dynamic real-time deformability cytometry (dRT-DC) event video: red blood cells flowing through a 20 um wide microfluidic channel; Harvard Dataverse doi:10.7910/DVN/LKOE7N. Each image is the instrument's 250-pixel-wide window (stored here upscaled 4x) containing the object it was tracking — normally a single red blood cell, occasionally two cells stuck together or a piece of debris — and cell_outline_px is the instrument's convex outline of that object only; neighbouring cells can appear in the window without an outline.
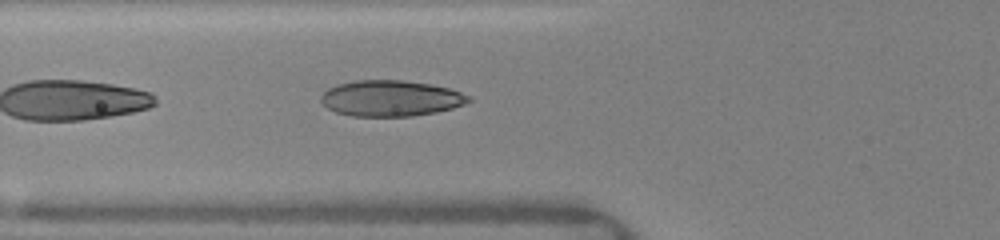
{"species": "human", "species_latin": "Homo sapiens", "temperature_condition": "warm", "stored_images_in_passage": 21, "segment_of_instrument_passage": [2, 2], "camera_frame_rate_fps": 3000, "um_per_image_px": 0.085, "donor": {"sex": "female"}, "frame": {"image": 1, "passage_image": 14, "time_ms": 5.667, "image_size_px": [1000, 240], "cell_outline_px": [[472, 100], [464, 104], [452, 108], [436, 112], [412, 116], [352, 116], [336, 112], [328, 108], [320, 100], [320, 96], [328, 88], [336, 84], [356, 80], [400, 80], [428, 84], [448, 88], [472, 96]], "centroid_in_image_um": [33.2, 8.35], "position_along_channel_um": 92.6, "area_um2": 30.87}}
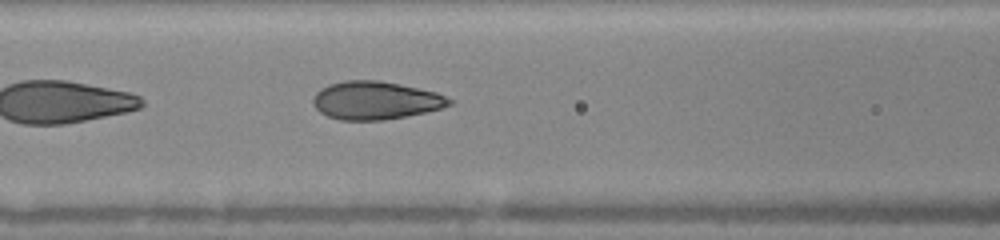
{"frame": {"image": 2, "passage_image": 16, "time_ms": 6.667, "image_size_px": [1000, 240], "cell_outline_px": [[456, 100], [452, 104], [440, 108], [408, 116], [384, 120], [340, 120], [328, 116], [320, 112], [312, 104], [312, 100], [316, 92], [320, 88], [332, 84], [348, 80], [380, 80], [436, 92]], "centroid_in_image_um": [31.93, 8.54], "position_along_channel_um": 134.7, "area_um2": 30.23}}
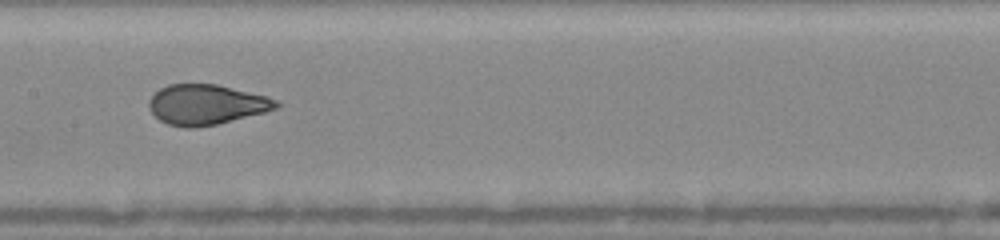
{"frame": {"image": 3, "passage_image": 19, "time_ms": 8.0, "image_size_px": [1000, 240], "cell_outline_px": [[280, 104], [276, 108], [264, 112], [216, 124], [192, 128], [184, 128], [168, 124], [160, 120], [152, 112], [148, 104], [148, 100], [160, 88], [168, 84], [216, 84], [268, 96], [276, 100]], "centroid_in_image_um": [17.52, 8.88], "position_along_channel_um": 189.9, "area_um2": 29.54}}